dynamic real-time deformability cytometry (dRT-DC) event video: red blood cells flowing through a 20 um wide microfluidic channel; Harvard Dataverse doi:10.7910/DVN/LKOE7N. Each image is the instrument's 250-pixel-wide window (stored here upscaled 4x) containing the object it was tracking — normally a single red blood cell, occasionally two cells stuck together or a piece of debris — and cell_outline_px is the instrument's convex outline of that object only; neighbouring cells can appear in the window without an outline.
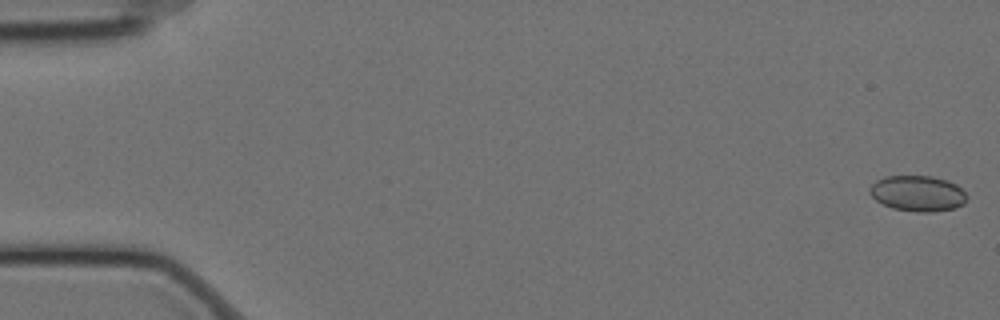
{"species": "Egyptian fruit bat (a non-hibernating species)", "species_latin": "Rousettus aegyptiacus", "temperature_condition": "cold", "stored_images_in_passage": 59, "camera_frame_rate_fps": 3000, "um_per_image_px": 0.085, "animal": {"sex": "female"}, "frame": {"image": 1, "passage_image": 1, "time_ms": 0.0, "image_size_px": [1000, 320], "cell_outline_px": [[968, 196], [964, 204], [956, 208], [932, 212], [916, 212], [892, 208], [876, 200], [868, 192], [868, 188], [876, 180], [884, 176], [932, 176], [948, 180], [956, 184]], "centroid_in_image_um": [78.0, 16.44], "position_along_channel_um": 7.0, "area_um2": 20.4}}
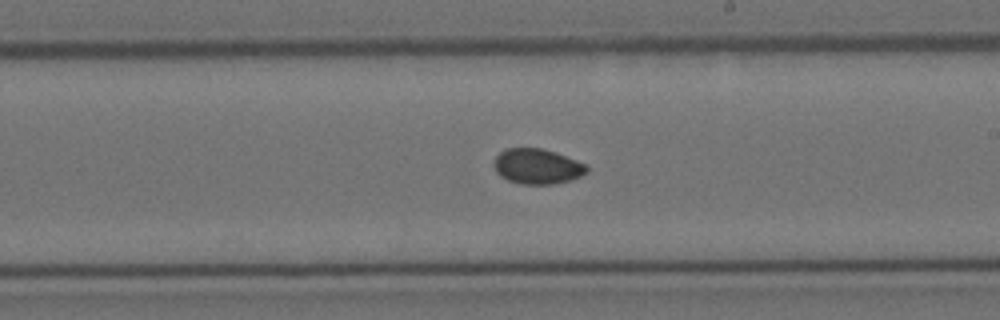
{"frame": {"image": 2, "passage_image": 34, "time_ms": 11.0, "image_size_px": [1000, 320], "cell_outline_px": [[588, 172], [572, 180], [556, 184], [520, 184], [508, 180], [500, 176], [496, 172], [492, 164], [496, 156], [504, 148], [540, 148], [556, 152], [588, 164]], "centroid_in_image_um": [45.67, 14.14], "position_along_channel_um": 243.3, "area_um2": 19.42}}
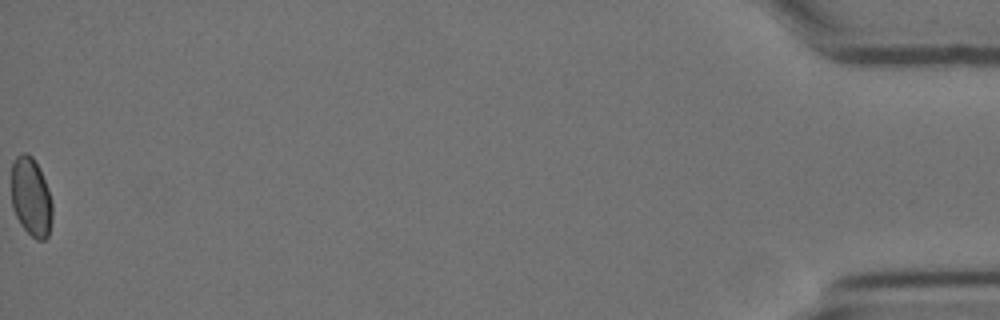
{"frame": {"image": 3, "passage_image": 59, "time_ms": 19.333, "image_size_px": [1000, 320], "cell_outline_px": [[52, 220], [48, 236], [44, 240], [36, 240], [20, 224], [12, 208], [12, 164], [16, 156], [24, 152], [32, 156], [48, 188], [52, 200]], "centroid_in_image_um": [2.64, 16.78], "position_along_channel_um": 432.6, "area_um2": 18.73}, "authors_computed_cell_mechanics": {"area_um2": 19.3052, "velocity_mm_per_s": 3.4682, "shape_relaxation_time_tau1_ms": null, "shape_relaxation_time_tau2_ms": 8.0033, "deformation_change_tau1": null, "deformation_change_tau2": 0.0511}}